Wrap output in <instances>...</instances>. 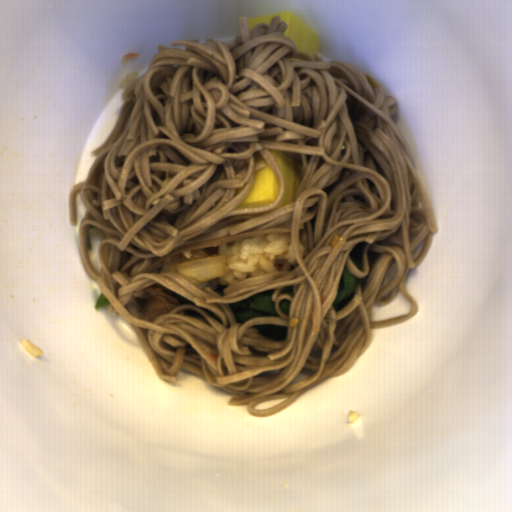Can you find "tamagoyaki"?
Here are the masks:
<instances>
[{
    "label": "tamagoyaki",
    "instance_id": "1",
    "mask_svg": "<svg viewBox=\"0 0 512 512\" xmlns=\"http://www.w3.org/2000/svg\"><path fill=\"white\" fill-rule=\"evenodd\" d=\"M275 16H279V22L284 21L287 23L288 27L283 34L285 37H289L294 42L297 47L296 51L304 52L310 55L316 61L314 53H320L321 50L318 34L313 32L290 9L247 19L249 31L254 25L259 23H266L270 27L271 20Z\"/></svg>",
    "mask_w": 512,
    "mask_h": 512
},
{
    "label": "tamagoyaki",
    "instance_id": "2",
    "mask_svg": "<svg viewBox=\"0 0 512 512\" xmlns=\"http://www.w3.org/2000/svg\"><path fill=\"white\" fill-rule=\"evenodd\" d=\"M280 182L267 164L254 171L253 183L245 198L234 209L267 207L276 202Z\"/></svg>",
    "mask_w": 512,
    "mask_h": 512
},
{
    "label": "tamagoyaki",
    "instance_id": "3",
    "mask_svg": "<svg viewBox=\"0 0 512 512\" xmlns=\"http://www.w3.org/2000/svg\"><path fill=\"white\" fill-rule=\"evenodd\" d=\"M272 157L277 163L279 169L283 174V183H284V193L280 202L275 205L272 209L266 210L264 212L246 216H261L270 214L289 203L293 202L296 198L297 191L301 184L302 175L299 171L298 160L292 157L290 154L285 153L283 151L270 150Z\"/></svg>",
    "mask_w": 512,
    "mask_h": 512
}]
</instances>
